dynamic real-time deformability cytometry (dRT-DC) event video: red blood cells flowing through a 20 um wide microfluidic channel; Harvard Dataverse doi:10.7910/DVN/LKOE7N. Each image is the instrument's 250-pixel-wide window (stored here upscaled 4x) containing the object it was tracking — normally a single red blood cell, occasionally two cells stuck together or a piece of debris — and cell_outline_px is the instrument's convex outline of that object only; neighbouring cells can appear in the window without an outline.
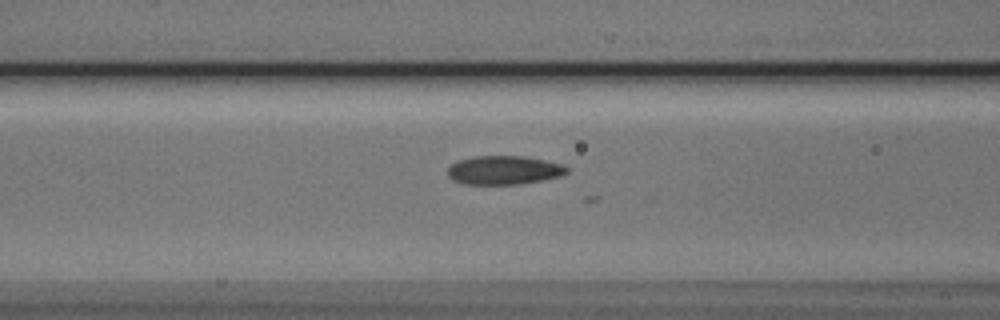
{"species": "Egyptian fruit bat (a non-hibernating species)", "species_latin": "Rousettus aegyptiacus", "temperature_condition": "cold", "stored_images_in_passage": 20, "camera_frame_rate_fps": 3000, "um_per_image_px": 0.085, "animal": {"sex": "male"}, "frame": {"image": 1, "passage_image": 8, "time_ms": 2.333, "image_size_px": [1000, 320], "cell_outline_px": [[568, 172], [560, 176], [544, 180], [516, 184], [464, 184], [452, 180], [448, 176], [448, 168], [452, 164], [460, 160], [472, 156], [524, 156], [564, 164], [568, 168]], "centroid_in_image_um": [42.84, 14.46], "position_along_channel_um": 123.8, "area_um2": 20.0}}
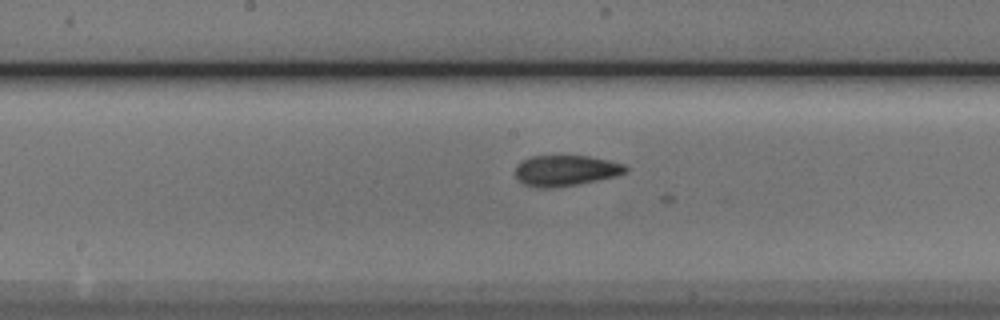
{"frame": {"image": 2, "passage_image": 14, "time_ms": 4.333, "image_size_px": [1000, 320], "cell_outline_px": [[628, 172], [616, 176], [576, 184], [552, 188], [536, 188], [524, 184], [516, 176], [516, 164], [532, 156], [588, 156], [608, 160], [624, 164], [628, 168]], "centroid_in_image_um": [48.09, 14.5], "position_along_channel_um": 200.1, "area_um2": 19.65}}
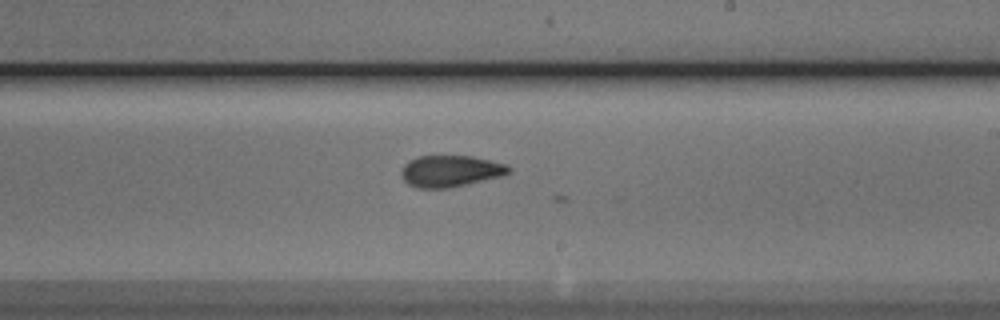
{"frame": {"image": 3, "passage_image": 18, "time_ms": 5.667, "image_size_px": [1000, 320], "cell_outline_px": [[512, 172], [504, 176], [448, 188], [416, 188], [408, 184], [400, 176], [400, 172], [404, 164], [408, 160], [416, 156], [472, 156], [508, 164], [512, 168]], "centroid_in_image_um": [38.3, 14.54], "position_along_channel_um": 250.7, "area_um2": 20.11}}